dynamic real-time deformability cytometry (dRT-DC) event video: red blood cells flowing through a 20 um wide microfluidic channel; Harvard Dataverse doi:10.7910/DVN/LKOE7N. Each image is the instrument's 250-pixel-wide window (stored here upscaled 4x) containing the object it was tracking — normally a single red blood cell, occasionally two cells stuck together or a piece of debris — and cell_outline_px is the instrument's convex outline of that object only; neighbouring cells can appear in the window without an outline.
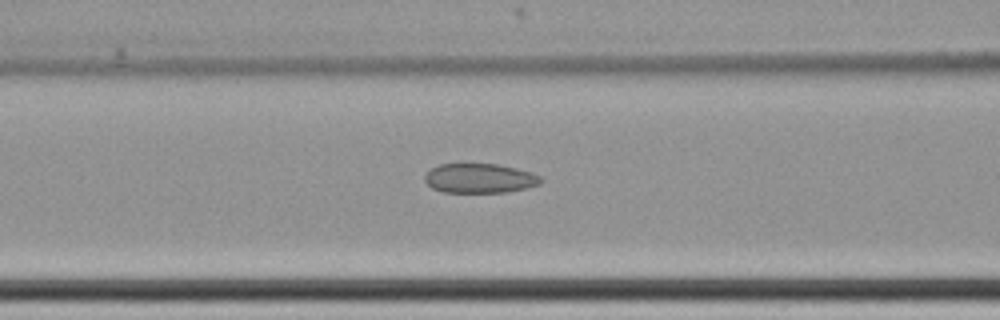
{"species": "common noctule bat (a hibernating species)", "species_latin": "Nyctalus noctula", "temperature_condition": "cold", "stored_images_in_passage": 14, "camera_frame_rate_fps": 3000, "um_per_image_px": 0.085, "animal": {"sex": "female", "body_mass_g": 22.7, "forearm_length_mm": 54.2}, "frame": {"image": 1, "passage_image": 12, "time_ms": 3.667, "image_size_px": [1000, 320], "cell_outline_px": [[544, 180], [540, 184], [528, 188], [508, 192], [444, 192], [432, 188], [424, 180], [424, 176], [432, 168], [440, 164], [460, 160], [500, 164], [532, 172], [540, 176]], "centroid_in_image_um": [40.77, 15.1], "position_along_channel_um": 125.8, "area_um2": 20.92}}